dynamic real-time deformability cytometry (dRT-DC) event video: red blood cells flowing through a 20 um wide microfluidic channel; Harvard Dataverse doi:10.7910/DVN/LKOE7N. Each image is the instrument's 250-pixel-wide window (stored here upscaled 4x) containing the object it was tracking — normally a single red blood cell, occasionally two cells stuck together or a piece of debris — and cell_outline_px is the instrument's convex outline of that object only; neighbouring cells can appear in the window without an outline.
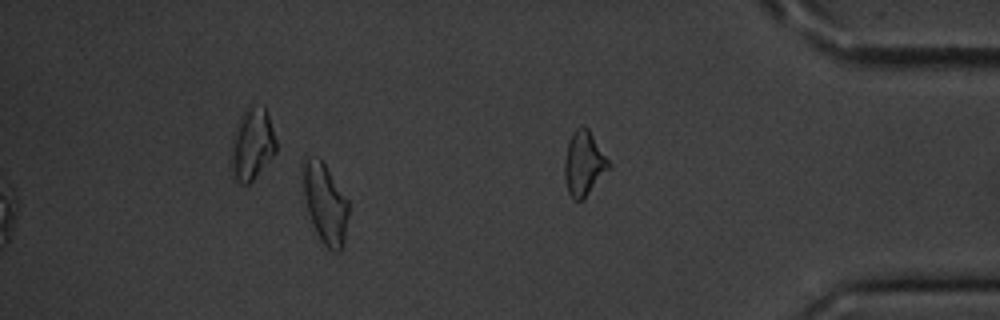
{"species": "common noctule bat (a hibernating species)", "species_latin": "Nyctalus noctula", "temperature_condition": "cold", "stored_images_in_passage": 14, "camera_frame_rate_fps": 3000, "um_per_image_px": 0.085, "animal": {"sex": "male", "body_mass_g": 20.1, "forearm_length_mm": 53.5}, "frame": {"image": 1, "passage_image": 12, "time_ms": 13.667, "image_size_px": [1000, 320], "cell_outline_px": [[348, 216], [344, 240], [340, 252], [332, 252], [320, 240], [316, 232], [308, 212], [304, 192], [304, 164], [308, 156], [320, 160], [324, 164], [348, 200]], "centroid_in_image_um": [27.67, 17.37], "position_along_channel_um": 407.5, "area_um2": 20.52}}